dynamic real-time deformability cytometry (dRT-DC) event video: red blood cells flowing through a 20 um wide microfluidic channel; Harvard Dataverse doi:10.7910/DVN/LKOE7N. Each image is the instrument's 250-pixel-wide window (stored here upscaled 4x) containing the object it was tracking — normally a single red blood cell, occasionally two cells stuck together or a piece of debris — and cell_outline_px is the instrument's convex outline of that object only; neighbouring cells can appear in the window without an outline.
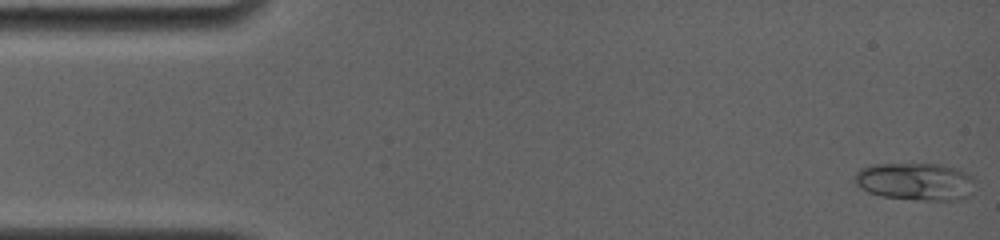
{"species": "common noctule bat (a hibernating species)", "species_latin": "Nyctalus noctula", "temperature_condition": "room temperature", "stored_images_in_passage": 99, "camera_frame_rate_fps": 4000, "um_per_image_px": 0.085, "animal": {"sex": "female", "body_mass_g": 19.0, "forearm_length_mm": 56.7}, "frame": {"image": 1, "passage_image": 1, "time_ms": 0.0, "image_size_px": [1000, 240], "cell_outline_px": [[972, 180], [968, 196], [960, 200], [916, 200], [880, 196], [868, 192], [860, 188], [852, 180], [852, 176], [860, 168], [872, 164], [944, 164], [956, 168], [972, 176]], "centroid_in_image_um": [77.72, 15.42], "position_along_channel_um": 7.3, "area_um2": 26.47}}
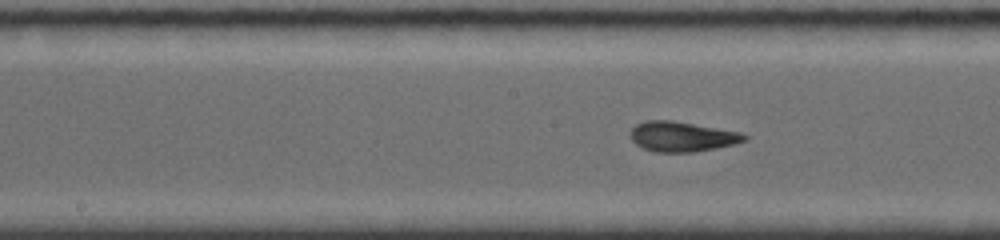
{"frame": {"image": 2, "passage_image": 42, "time_ms": 8.0, "image_size_px": [1000, 240], "cell_outline_px": [[748, 136], [744, 140], [736, 144], [716, 148], [692, 152], [656, 152], [644, 148], [636, 144], [632, 140], [632, 128], [636, 124], [644, 120], [672, 120], [740, 132]], "centroid_in_image_um": [57.97, 11.6], "position_along_channel_um": 190.2, "area_um2": 19.77}}
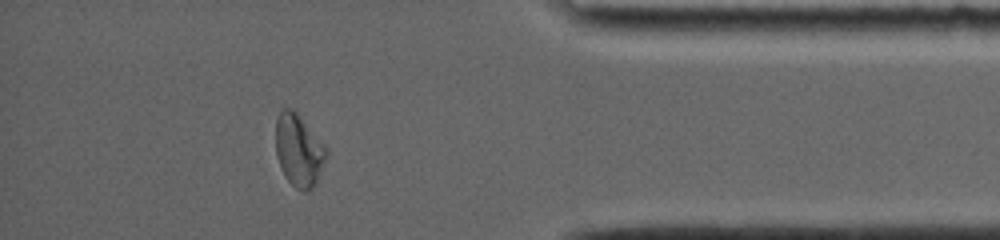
{"frame": {"image": 3, "passage_image": 85, "time_ms": 14.25, "image_size_px": [1000, 240], "cell_outline_px": [[328, 152], [316, 180], [312, 188], [308, 192], [304, 192], [296, 188], [284, 176], [280, 168], [276, 152], [276, 120], [280, 112], [284, 108], [288, 108], [296, 112], [328, 148]], "centroid_in_image_um": [25.39, 12.79], "position_along_channel_um": 409.8, "area_um2": 21.04}, "authors_computed_cell_mechanics": {"area_um2": 20.1722, "velocity_mm_per_s": 3.7933, "shape_relaxation_time_tau1_ms": 6.4358, "shape_relaxation_time_tau2_ms": 0.975, "deformation_change_tau1": 0.2051, "deformation_change_tau2": 0.0653}}